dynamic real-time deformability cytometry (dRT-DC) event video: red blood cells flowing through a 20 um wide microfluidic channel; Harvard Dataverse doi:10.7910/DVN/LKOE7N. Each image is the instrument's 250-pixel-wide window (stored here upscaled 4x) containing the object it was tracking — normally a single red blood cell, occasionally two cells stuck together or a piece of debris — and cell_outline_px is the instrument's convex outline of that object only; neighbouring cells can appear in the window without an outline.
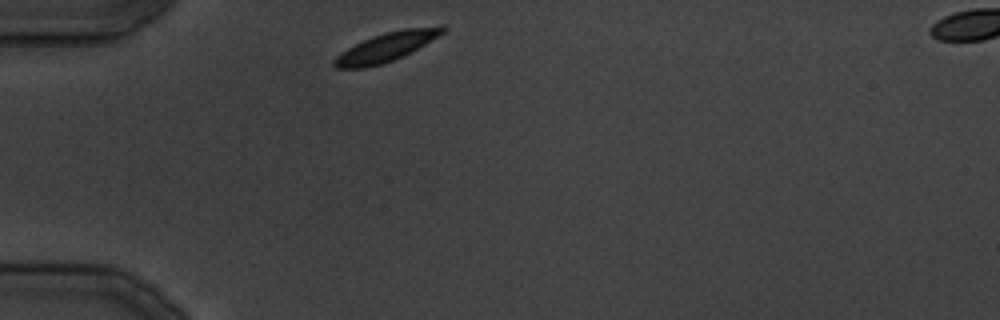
{"species": "common noctule bat (a hibernating species)", "species_latin": "Nyctalus noctula", "temperature_condition": "cold", "stored_images_in_passage": 16, "camera_frame_rate_fps": 3000, "um_per_image_px": 0.085, "animal": {"sex": "male", "body_mass_g": 19.5, "forearm_length_mm": 54.6}, "frame": {"image": 1, "passage_image": 1, "time_ms": 0.0, "image_size_px": [1000, 320], "cell_outline_px": [[448, 28], [444, 32], [412, 52], [392, 60], [380, 64], [364, 68], [336, 68], [332, 64], [332, 60], [340, 52], [372, 36], [384, 32], [404, 28], [444, 24]], "centroid_in_image_um": [32.87, 3.96], "position_along_channel_um": 52.1, "area_um2": 18.38}}
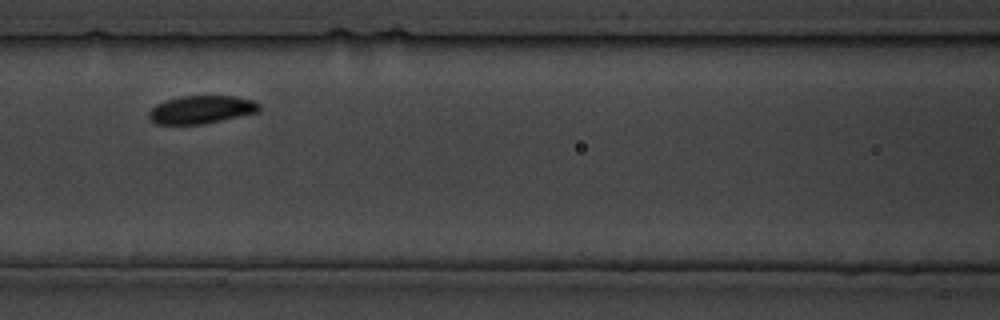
{"frame": {"image": 2, "passage_image": 7, "time_ms": 7.667, "image_size_px": [1000, 320], "cell_outline_px": [[260, 108], [256, 112], [204, 124], [156, 124], [148, 116], [148, 112], [156, 104], [180, 96], [236, 96], [252, 100], [260, 104]], "centroid_in_image_um": [17.09, 9.31], "position_along_channel_um": 149.5, "area_um2": 17.8}}